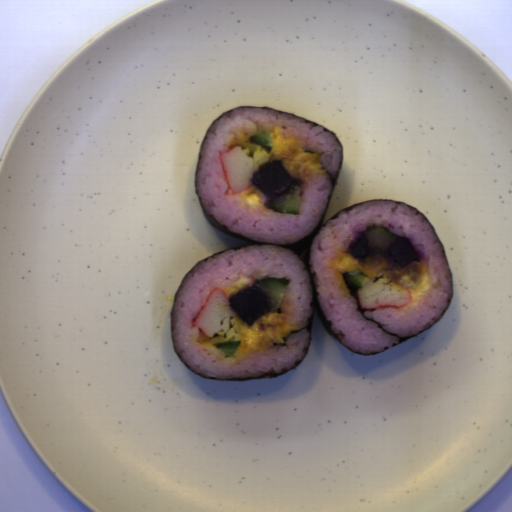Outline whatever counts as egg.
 I'll return each mask as SVG.
<instances>
[{"mask_svg": "<svg viewBox=\"0 0 512 512\" xmlns=\"http://www.w3.org/2000/svg\"><path fill=\"white\" fill-rule=\"evenodd\" d=\"M383 252L367 248L363 260H360L347 251L339 265V272L345 275L362 270L365 277H377L380 270L389 266V259L383 256Z\"/></svg>", "mask_w": 512, "mask_h": 512, "instance_id": "egg-3", "label": "egg"}, {"mask_svg": "<svg viewBox=\"0 0 512 512\" xmlns=\"http://www.w3.org/2000/svg\"><path fill=\"white\" fill-rule=\"evenodd\" d=\"M398 284L409 288L412 294V301L410 303H419L433 287L430 271L426 262L422 265V277L420 281H416L406 274L401 275Z\"/></svg>", "mask_w": 512, "mask_h": 512, "instance_id": "egg-4", "label": "egg"}, {"mask_svg": "<svg viewBox=\"0 0 512 512\" xmlns=\"http://www.w3.org/2000/svg\"><path fill=\"white\" fill-rule=\"evenodd\" d=\"M239 202L241 206H245L253 212H260L264 208V203L259 194L252 190L242 194Z\"/></svg>", "mask_w": 512, "mask_h": 512, "instance_id": "egg-5", "label": "egg"}, {"mask_svg": "<svg viewBox=\"0 0 512 512\" xmlns=\"http://www.w3.org/2000/svg\"><path fill=\"white\" fill-rule=\"evenodd\" d=\"M285 313L268 312L255 320L251 327L241 320L237 349L239 357L257 348L284 344L285 337L301 327H291L284 321Z\"/></svg>", "mask_w": 512, "mask_h": 512, "instance_id": "egg-1", "label": "egg"}, {"mask_svg": "<svg viewBox=\"0 0 512 512\" xmlns=\"http://www.w3.org/2000/svg\"><path fill=\"white\" fill-rule=\"evenodd\" d=\"M273 151L276 161H282L286 171L298 180L310 173L325 174L316 153L304 151L291 137L285 141L280 126L273 128Z\"/></svg>", "mask_w": 512, "mask_h": 512, "instance_id": "egg-2", "label": "egg"}, {"mask_svg": "<svg viewBox=\"0 0 512 512\" xmlns=\"http://www.w3.org/2000/svg\"><path fill=\"white\" fill-rule=\"evenodd\" d=\"M249 284H254L252 279L249 277H246L239 273L238 281L231 283L230 285L223 287L221 290L227 295L229 298V294L237 291Z\"/></svg>", "mask_w": 512, "mask_h": 512, "instance_id": "egg-6", "label": "egg"}]
</instances>
